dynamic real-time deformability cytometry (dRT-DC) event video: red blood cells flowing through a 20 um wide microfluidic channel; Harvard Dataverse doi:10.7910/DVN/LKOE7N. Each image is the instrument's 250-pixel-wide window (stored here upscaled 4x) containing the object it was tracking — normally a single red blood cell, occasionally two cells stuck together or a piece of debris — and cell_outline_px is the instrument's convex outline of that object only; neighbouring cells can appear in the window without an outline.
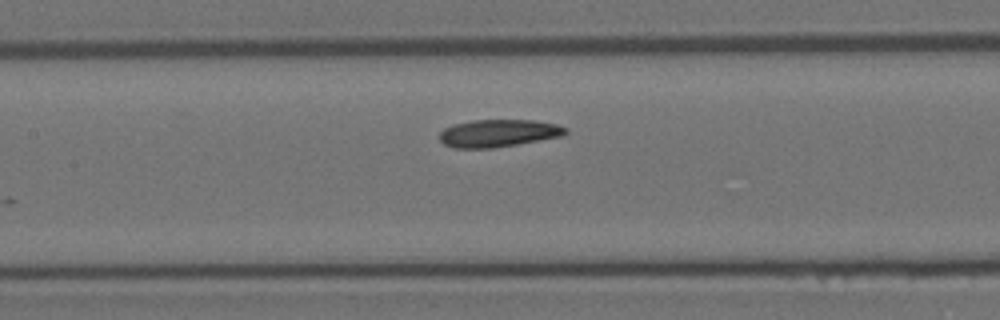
{"species": "Egyptian fruit bat (a non-hibernating species)", "species_latin": "Rousettus aegyptiacus", "temperature_condition": "room temperature", "stored_images_in_passage": 5, "segment_of_instrument_passage": [1, 2], "camera_frame_rate_fps": 3000, "um_per_image_px": 0.085, "animal": {"sex": "female"}, "frame": {"image": 1, "passage_image": 4, "time_ms": 3.667, "image_size_px": [1000, 320], "cell_outline_px": [[568, 132], [560, 136], [516, 144], [492, 148], [452, 148], [444, 144], [440, 140], [440, 132], [444, 128], [452, 124], [472, 120], [532, 120], [556, 124], [568, 128]], "centroid_in_image_um": [42.32, 11.31], "position_along_channel_um": 165.1, "area_um2": 20.11}}